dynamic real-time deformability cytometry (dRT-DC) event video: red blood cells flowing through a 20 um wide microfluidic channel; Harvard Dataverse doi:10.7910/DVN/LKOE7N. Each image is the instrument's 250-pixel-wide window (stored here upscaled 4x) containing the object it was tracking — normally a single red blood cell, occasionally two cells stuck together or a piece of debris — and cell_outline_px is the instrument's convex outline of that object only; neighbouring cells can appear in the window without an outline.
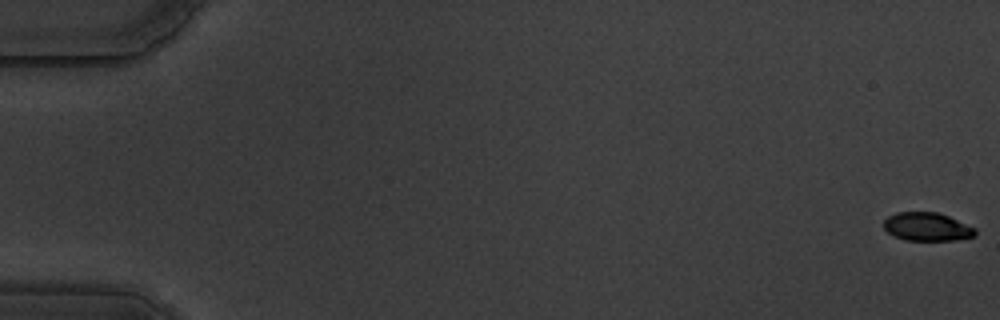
{"species": "common noctule bat (a hibernating species)", "species_latin": "Nyctalus noctula", "temperature_condition": "warm", "stored_images_in_passage": 59, "camera_frame_rate_fps": 3000, "um_per_image_px": 0.085, "animal": {"sex": "male", "body_mass_g": 19.5, "forearm_length_mm": 54.6}, "frame": {"image": 1, "passage_image": 1, "time_ms": 0.0, "image_size_px": [1000, 320], "cell_outline_px": [[976, 232], [972, 236], [956, 240], [904, 240], [888, 232], [884, 228], [884, 220], [888, 216], [896, 212], [936, 212], [948, 216], [976, 228]], "centroid_in_image_um": [78.78, 19.27], "position_along_channel_um": 6.2, "area_um2": 14.97}}
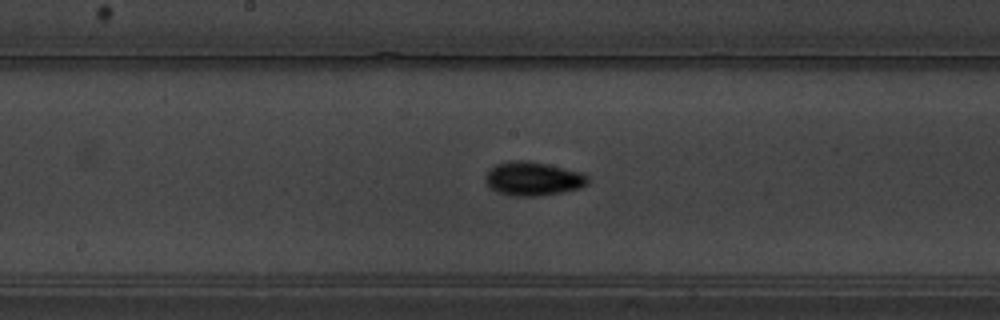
{"frame": {"image": 2, "passage_image": 32, "time_ms": 10.333, "image_size_px": [1000, 320], "cell_outline_px": [[588, 184], [580, 188], [560, 192], [536, 196], [512, 196], [496, 192], [488, 188], [484, 180], [484, 176], [496, 164], [520, 160], [528, 160], [548, 164], [580, 172], [588, 176]], "centroid_in_image_um": [45.27, 15.2], "position_along_channel_um": 202.9, "area_um2": 20.17}}
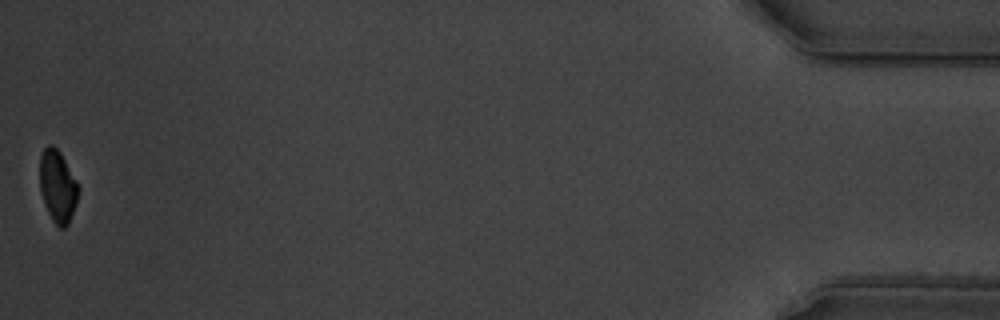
{"frame": {"image": 3, "passage_image": 59, "time_ms": 19.333, "image_size_px": [1000, 320], "cell_outline_px": [[80, 192], [76, 204], [68, 224], [64, 228], [60, 228], [52, 220], [44, 204], [40, 192], [40, 156], [44, 148], [48, 144], [52, 144], [60, 152], [76, 180], [80, 188]], "centroid_in_image_um": [4.9, 15.83], "position_along_channel_um": 430.3, "area_um2": 16.3}, "authors_computed_cell_mechanics": {"area_um2": 17.5134, "velocity_mm_per_s": 3.5271, "shape_relaxation_time_tau1_ms": 4.7991, "shape_relaxation_time_tau2_ms": 5.2913, "deformation_change_tau1": 0.1752, "deformation_change_tau2": 0.0775}}